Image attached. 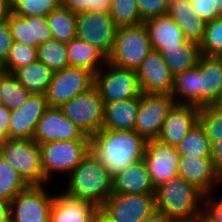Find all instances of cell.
<instances>
[{
  "mask_svg": "<svg viewBox=\"0 0 222 222\" xmlns=\"http://www.w3.org/2000/svg\"><path fill=\"white\" fill-rule=\"evenodd\" d=\"M174 104L175 99L171 94L142 93L134 131L146 141L157 139Z\"/></svg>",
  "mask_w": 222,
  "mask_h": 222,
  "instance_id": "cell-13",
  "label": "cell"
},
{
  "mask_svg": "<svg viewBox=\"0 0 222 222\" xmlns=\"http://www.w3.org/2000/svg\"><path fill=\"white\" fill-rule=\"evenodd\" d=\"M8 24L15 42L29 47H36L32 42L31 24L26 17L11 13Z\"/></svg>",
  "mask_w": 222,
  "mask_h": 222,
  "instance_id": "cell-41",
  "label": "cell"
},
{
  "mask_svg": "<svg viewBox=\"0 0 222 222\" xmlns=\"http://www.w3.org/2000/svg\"><path fill=\"white\" fill-rule=\"evenodd\" d=\"M142 222H173V221L162 211L156 209Z\"/></svg>",
  "mask_w": 222,
  "mask_h": 222,
  "instance_id": "cell-49",
  "label": "cell"
},
{
  "mask_svg": "<svg viewBox=\"0 0 222 222\" xmlns=\"http://www.w3.org/2000/svg\"><path fill=\"white\" fill-rule=\"evenodd\" d=\"M60 109L73 124H76L89 137L102 129L104 103L95 86L74 96L64 103Z\"/></svg>",
  "mask_w": 222,
  "mask_h": 222,
  "instance_id": "cell-8",
  "label": "cell"
},
{
  "mask_svg": "<svg viewBox=\"0 0 222 222\" xmlns=\"http://www.w3.org/2000/svg\"><path fill=\"white\" fill-rule=\"evenodd\" d=\"M212 105L222 112V94L212 103Z\"/></svg>",
  "mask_w": 222,
  "mask_h": 222,
  "instance_id": "cell-54",
  "label": "cell"
},
{
  "mask_svg": "<svg viewBox=\"0 0 222 222\" xmlns=\"http://www.w3.org/2000/svg\"><path fill=\"white\" fill-rule=\"evenodd\" d=\"M112 0H61V6L73 11L110 14Z\"/></svg>",
  "mask_w": 222,
  "mask_h": 222,
  "instance_id": "cell-40",
  "label": "cell"
},
{
  "mask_svg": "<svg viewBox=\"0 0 222 222\" xmlns=\"http://www.w3.org/2000/svg\"><path fill=\"white\" fill-rule=\"evenodd\" d=\"M28 186L19 173L0 156V199L10 202Z\"/></svg>",
  "mask_w": 222,
  "mask_h": 222,
  "instance_id": "cell-34",
  "label": "cell"
},
{
  "mask_svg": "<svg viewBox=\"0 0 222 222\" xmlns=\"http://www.w3.org/2000/svg\"><path fill=\"white\" fill-rule=\"evenodd\" d=\"M213 194L205 195L203 212L214 222H222V198L213 199Z\"/></svg>",
  "mask_w": 222,
  "mask_h": 222,
  "instance_id": "cell-46",
  "label": "cell"
},
{
  "mask_svg": "<svg viewBox=\"0 0 222 222\" xmlns=\"http://www.w3.org/2000/svg\"><path fill=\"white\" fill-rule=\"evenodd\" d=\"M211 159L215 170L222 178V138H218V142L212 144Z\"/></svg>",
  "mask_w": 222,
  "mask_h": 222,
  "instance_id": "cell-47",
  "label": "cell"
},
{
  "mask_svg": "<svg viewBox=\"0 0 222 222\" xmlns=\"http://www.w3.org/2000/svg\"><path fill=\"white\" fill-rule=\"evenodd\" d=\"M199 48L204 55L217 57L222 55V16L206 22Z\"/></svg>",
  "mask_w": 222,
  "mask_h": 222,
  "instance_id": "cell-37",
  "label": "cell"
},
{
  "mask_svg": "<svg viewBox=\"0 0 222 222\" xmlns=\"http://www.w3.org/2000/svg\"><path fill=\"white\" fill-rule=\"evenodd\" d=\"M39 146L44 184L52 179L54 172L69 175L91 152V140L55 141Z\"/></svg>",
  "mask_w": 222,
  "mask_h": 222,
  "instance_id": "cell-4",
  "label": "cell"
},
{
  "mask_svg": "<svg viewBox=\"0 0 222 222\" xmlns=\"http://www.w3.org/2000/svg\"><path fill=\"white\" fill-rule=\"evenodd\" d=\"M198 121V106L175 103L167 114L157 139L177 147Z\"/></svg>",
  "mask_w": 222,
  "mask_h": 222,
  "instance_id": "cell-18",
  "label": "cell"
},
{
  "mask_svg": "<svg viewBox=\"0 0 222 222\" xmlns=\"http://www.w3.org/2000/svg\"><path fill=\"white\" fill-rule=\"evenodd\" d=\"M3 103V99H2V96H1V89H0V105H2Z\"/></svg>",
  "mask_w": 222,
  "mask_h": 222,
  "instance_id": "cell-58",
  "label": "cell"
},
{
  "mask_svg": "<svg viewBox=\"0 0 222 222\" xmlns=\"http://www.w3.org/2000/svg\"><path fill=\"white\" fill-rule=\"evenodd\" d=\"M76 25V38L96 47L107 58L110 56L118 28L110 14L80 12Z\"/></svg>",
  "mask_w": 222,
  "mask_h": 222,
  "instance_id": "cell-11",
  "label": "cell"
},
{
  "mask_svg": "<svg viewBox=\"0 0 222 222\" xmlns=\"http://www.w3.org/2000/svg\"><path fill=\"white\" fill-rule=\"evenodd\" d=\"M48 108L46 95L31 94L23 106L11 110L9 139H33L38 121Z\"/></svg>",
  "mask_w": 222,
  "mask_h": 222,
  "instance_id": "cell-17",
  "label": "cell"
},
{
  "mask_svg": "<svg viewBox=\"0 0 222 222\" xmlns=\"http://www.w3.org/2000/svg\"><path fill=\"white\" fill-rule=\"evenodd\" d=\"M152 51L144 23L118 27L114 46L108 61L120 68L137 70Z\"/></svg>",
  "mask_w": 222,
  "mask_h": 222,
  "instance_id": "cell-5",
  "label": "cell"
},
{
  "mask_svg": "<svg viewBox=\"0 0 222 222\" xmlns=\"http://www.w3.org/2000/svg\"><path fill=\"white\" fill-rule=\"evenodd\" d=\"M152 50L161 52L172 46H185L189 40L168 15L153 17L144 21Z\"/></svg>",
  "mask_w": 222,
  "mask_h": 222,
  "instance_id": "cell-23",
  "label": "cell"
},
{
  "mask_svg": "<svg viewBox=\"0 0 222 222\" xmlns=\"http://www.w3.org/2000/svg\"><path fill=\"white\" fill-rule=\"evenodd\" d=\"M199 122L211 145L218 142V138H222V112L212 104L199 107Z\"/></svg>",
  "mask_w": 222,
  "mask_h": 222,
  "instance_id": "cell-39",
  "label": "cell"
},
{
  "mask_svg": "<svg viewBox=\"0 0 222 222\" xmlns=\"http://www.w3.org/2000/svg\"><path fill=\"white\" fill-rule=\"evenodd\" d=\"M53 39L68 43L76 38L77 14L61 5L46 17Z\"/></svg>",
  "mask_w": 222,
  "mask_h": 222,
  "instance_id": "cell-30",
  "label": "cell"
},
{
  "mask_svg": "<svg viewBox=\"0 0 222 222\" xmlns=\"http://www.w3.org/2000/svg\"><path fill=\"white\" fill-rule=\"evenodd\" d=\"M192 222H214L204 212L198 215Z\"/></svg>",
  "mask_w": 222,
  "mask_h": 222,
  "instance_id": "cell-52",
  "label": "cell"
},
{
  "mask_svg": "<svg viewBox=\"0 0 222 222\" xmlns=\"http://www.w3.org/2000/svg\"><path fill=\"white\" fill-rule=\"evenodd\" d=\"M11 13L10 0H0V21L8 20Z\"/></svg>",
  "mask_w": 222,
  "mask_h": 222,
  "instance_id": "cell-51",
  "label": "cell"
},
{
  "mask_svg": "<svg viewBox=\"0 0 222 222\" xmlns=\"http://www.w3.org/2000/svg\"><path fill=\"white\" fill-rule=\"evenodd\" d=\"M212 145L203 126L198 121L176 147L180 156L211 157Z\"/></svg>",
  "mask_w": 222,
  "mask_h": 222,
  "instance_id": "cell-31",
  "label": "cell"
},
{
  "mask_svg": "<svg viewBox=\"0 0 222 222\" xmlns=\"http://www.w3.org/2000/svg\"><path fill=\"white\" fill-rule=\"evenodd\" d=\"M140 98L104 104L103 129L134 130Z\"/></svg>",
  "mask_w": 222,
  "mask_h": 222,
  "instance_id": "cell-25",
  "label": "cell"
},
{
  "mask_svg": "<svg viewBox=\"0 0 222 222\" xmlns=\"http://www.w3.org/2000/svg\"><path fill=\"white\" fill-rule=\"evenodd\" d=\"M138 10L143 21L168 14L170 0H137Z\"/></svg>",
  "mask_w": 222,
  "mask_h": 222,
  "instance_id": "cell-42",
  "label": "cell"
},
{
  "mask_svg": "<svg viewBox=\"0 0 222 222\" xmlns=\"http://www.w3.org/2000/svg\"><path fill=\"white\" fill-rule=\"evenodd\" d=\"M110 16L117 27L144 23L138 10L137 0H112Z\"/></svg>",
  "mask_w": 222,
  "mask_h": 222,
  "instance_id": "cell-36",
  "label": "cell"
},
{
  "mask_svg": "<svg viewBox=\"0 0 222 222\" xmlns=\"http://www.w3.org/2000/svg\"><path fill=\"white\" fill-rule=\"evenodd\" d=\"M0 156L28 185H44L40 146L33 139H6L0 145Z\"/></svg>",
  "mask_w": 222,
  "mask_h": 222,
  "instance_id": "cell-6",
  "label": "cell"
},
{
  "mask_svg": "<svg viewBox=\"0 0 222 222\" xmlns=\"http://www.w3.org/2000/svg\"><path fill=\"white\" fill-rule=\"evenodd\" d=\"M4 72L5 71H4L3 63L0 62V77Z\"/></svg>",
  "mask_w": 222,
  "mask_h": 222,
  "instance_id": "cell-57",
  "label": "cell"
},
{
  "mask_svg": "<svg viewBox=\"0 0 222 222\" xmlns=\"http://www.w3.org/2000/svg\"><path fill=\"white\" fill-rule=\"evenodd\" d=\"M31 24L32 42L38 47L40 44L53 39L51 29L46 17L30 16L26 17Z\"/></svg>",
  "mask_w": 222,
  "mask_h": 222,
  "instance_id": "cell-43",
  "label": "cell"
},
{
  "mask_svg": "<svg viewBox=\"0 0 222 222\" xmlns=\"http://www.w3.org/2000/svg\"><path fill=\"white\" fill-rule=\"evenodd\" d=\"M167 15L175 21L187 40L197 44L202 41L206 22L196 15L190 0L170 1Z\"/></svg>",
  "mask_w": 222,
  "mask_h": 222,
  "instance_id": "cell-24",
  "label": "cell"
},
{
  "mask_svg": "<svg viewBox=\"0 0 222 222\" xmlns=\"http://www.w3.org/2000/svg\"><path fill=\"white\" fill-rule=\"evenodd\" d=\"M94 86V74L84 68L66 67L53 73L46 92L49 107L60 108L74 96Z\"/></svg>",
  "mask_w": 222,
  "mask_h": 222,
  "instance_id": "cell-12",
  "label": "cell"
},
{
  "mask_svg": "<svg viewBox=\"0 0 222 222\" xmlns=\"http://www.w3.org/2000/svg\"><path fill=\"white\" fill-rule=\"evenodd\" d=\"M37 50L38 61L45 64L54 72L69 67L66 43L51 39L40 44Z\"/></svg>",
  "mask_w": 222,
  "mask_h": 222,
  "instance_id": "cell-33",
  "label": "cell"
},
{
  "mask_svg": "<svg viewBox=\"0 0 222 222\" xmlns=\"http://www.w3.org/2000/svg\"><path fill=\"white\" fill-rule=\"evenodd\" d=\"M33 140L38 144L55 141L91 140L58 107H49L39 119Z\"/></svg>",
  "mask_w": 222,
  "mask_h": 222,
  "instance_id": "cell-15",
  "label": "cell"
},
{
  "mask_svg": "<svg viewBox=\"0 0 222 222\" xmlns=\"http://www.w3.org/2000/svg\"><path fill=\"white\" fill-rule=\"evenodd\" d=\"M66 47L70 67L84 68L95 75L108 61L100 50L78 38L66 43Z\"/></svg>",
  "mask_w": 222,
  "mask_h": 222,
  "instance_id": "cell-26",
  "label": "cell"
},
{
  "mask_svg": "<svg viewBox=\"0 0 222 222\" xmlns=\"http://www.w3.org/2000/svg\"><path fill=\"white\" fill-rule=\"evenodd\" d=\"M11 122V110L0 105V132L9 139V126Z\"/></svg>",
  "mask_w": 222,
  "mask_h": 222,
  "instance_id": "cell-48",
  "label": "cell"
},
{
  "mask_svg": "<svg viewBox=\"0 0 222 222\" xmlns=\"http://www.w3.org/2000/svg\"><path fill=\"white\" fill-rule=\"evenodd\" d=\"M154 210L155 194H112L100 208L110 222H142Z\"/></svg>",
  "mask_w": 222,
  "mask_h": 222,
  "instance_id": "cell-10",
  "label": "cell"
},
{
  "mask_svg": "<svg viewBox=\"0 0 222 222\" xmlns=\"http://www.w3.org/2000/svg\"><path fill=\"white\" fill-rule=\"evenodd\" d=\"M54 71L38 60L17 69L13 74L31 93L45 95L52 81Z\"/></svg>",
  "mask_w": 222,
  "mask_h": 222,
  "instance_id": "cell-28",
  "label": "cell"
},
{
  "mask_svg": "<svg viewBox=\"0 0 222 222\" xmlns=\"http://www.w3.org/2000/svg\"><path fill=\"white\" fill-rule=\"evenodd\" d=\"M192 8L197 16L205 22L212 21L222 16L217 8H214L213 0H190Z\"/></svg>",
  "mask_w": 222,
  "mask_h": 222,
  "instance_id": "cell-44",
  "label": "cell"
},
{
  "mask_svg": "<svg viewBox=\"0 0 222 222\" xmlns=\"http://www.w3.org/2000/svg\"><path fill=\"white\" fill-rule=\"evenodd\" d=\"M160 53L174 76L197 66L201 55L199 44L192 41L185 46L167 47Z\"/></svg>",
  "mask_w": 222,
  "mask_h": 222,
  "instance_id": "cell-27",
  "label": "cell"
},
{
  "mask_svg": "<svg viewBox=\"0 0 222 222\" xmlns=\"http://www.w3.org/2000/svg\"><path fill=\"white\" fill-rule=\"evenodd\" d=\"M199 107L212 104L222 94V61L220 57L201 54L198 60Z\"/></svg>",
  "mask_w": 222,
  "mask_h": 222,
  "instance_id": "cell-22",
  "label": "cell"
},
{
  "mask_svg": "<svg viewBox=\"0 0 222 222\" xmlns=\"http://www.w3.org/2000/svg\"><path fill=\"white\" fill-rule=\"evenodd\" d=\"M199 77H201V73L198 65L174 76L171 95L175 99V103L192 104L199 107Z\"/></svg>",
  "mask_w": 222,
  "mask_h": 222,
  "instance_id": "cell-29",
  "label": "cell"
},
{
  "mask_svg": "<svg viewBox=\"0 0 222 222\" xmlns=\"http://www.w3.org/2000/svg\"><path fill=\"white\" fill-rule=\"evenodd\" d=\"M155 190L143 159L112 177V194H155Z\"/></svg>",
  "mask_w": 222,
  "mask_h": 222,
  "instance_id": "cell-20",
  "label": "cell"
},
{
  "mask_svg": "<svg viewBox=\"0 0 222 222\" xmlns=\"http://www.w3.org/2000/svg\"><path fill=\"white\" fill-rule=\"evenodd\" d=\"M146 142L134 130L102 128L91 137V152L113 177L143 159Z\"/></svg>",
  "mask_w": 222,
  "mask_h": 222,
  "instance_id": "cell-1",
  "label": "cell"
},
{
  "mask_svg": "<svg viewBox=\"0 0 222 222\" xmlns=\"http://www.w3.org/2000/svg\"><path fill=\"white\" fill-rule=\"evenodd\" d=\"M94 86L104 104L140 98L142 94L136 70L120 68L109 61L94 75Z\"/></svg>",
  "mask_w": 222,
  "mask_h": 222,
  "instance_id": "cell-7",
  "label": "cell"
},
{
  "mask_svg": "<svg viewBox=\"0 0 222 222\" xmlns=\"http://www.w3.org/2000/svg\"><path fill=\"white\" fill-rule=\"evenodd\" d=\"M204 198L202 191L180 175L172 177L155 190L156 209L173 222H192L203 212Z\"/></svg>",
  "mask_w": 222,
  "mask_h": 222,
  "instance_id": "cell-2",
  "label": "cell"
},
{
  "mask_svg": "<svg viewBox=\"0 0 222 222\" xmlns=\"http://www.w3.org/2000/svg\"><path fill=\"white\" fill-rule=\"evenodd\" d=\"M178 175L196 186L205 195L212 194L214 186L222 183L211 157L180 156Z\"/></svg>",
  "mask_w": 222,
  "mask_h": 222,
  "instance_id": "cell-19",
  "label": "cell"
},
{
  "mask_svg": "<svg viewBox=\"0 0 222 222\" xmlns=\"http://www.w3.org/2000/svg\"><path fill=\"white\" fill-rule=\"evenodd\" d=\"M142 93L172 94L174 75L160 52L152 50L136 70Z\"/></svg>",
  "mask_w": 222,
  "mask_h": 222,
  "instance_id": "cell-16",
  "label": "cell"
},
{
  "mask_svg": "<svg viewBox=\"0 0 222 222\" xmlns=\"http://www.w3.org/2000/svg\"><path fill=\"white\" fill-rule=\"evenodd\" d=\"M0 222H11L10 202L0 199Z\"/></svg>",
  "mask_w": 222,
  "mask_h": 222,
  "instance_id": "cell-50",
  "label": "cell"
},
{
  "mask_svg": "<svg viewBox=\"0 0 222 222\" xmlns=\"http://www.w3.org/2000/svg\"><path fill=\"white\" fill-rule=\"evenodd\" d=\"M7 138L0 132V145L6 140Z\"/></svg>",
  "mask_w": 222,
  "mask_h": 222,
  "instance_id": "cell-56",
  "label": "cell"
},
{
  "mask_svg": "<svg viewBox=\"0 0 222 222\" xmlns=\"http://www.w3.org/2000/svg\"><path fill=\"white\" fill-rule=\"evenodd\" d=\"M38 60L37 47H29L15 42L9 50L6 62L3 64L4 71L14 73L17 69L30 65Z\"/></svg>",
  "mask_w": 222,
  "mask_h": 222,
  "instance_id": "cell-38",
  "label": "cell"
},
{
  "mask_svg": "<svg viewBox=\"0 0 222 222\" xmlns=\"http://www.w3.org/2000/svg\"><path fill=\"white\" fill-rule=\"evenodd\" d=\"M45 185H29L10 201L11 222H50L54 195Z\"/></svg>",
  "mask_w": 222,
  "mask_h": 222,
  "instance_id": "cell-9",
  "label": "cell"
},
{
  "mask_svg": "<svg viewBox=\"0 0 222 222\" xmlns=\"http://www.w3.org/2000/svg\"><path fill=\"white\" fill-rule=\"evenodd\" d=\"M66 195L89 202L100 209L112 195V177L90 152L68 175Z\"/></svg>",
  "mask_w": 222,
  "mask_h": 222,
  "instance_id": "cell-3",
  "label": "cell"
},
{
  "mask_svg": "<svg viewBox=\"0 0 222 222\" xmlns=\"http://www.w3.org/2000/svg\"><path fill=\"white\" fill-rule=\"evenodd\" d=\"M92 222H110L100 211L95 215Z\"/></svg>",
  "mask_w": 222,
  "mask_h": 222,
  "instance_id": "cell-53",
  "label": "cell"
},
{
  "mask_svg": "<svg viewBox=\"0 0 222 222\" xmlns=\"http://www.w3.org/2000/svg\"><path fill=\"white\" fill-rule=\"evenodd\" d=\"M2 105L13 110L25 104L31 93L17 80L13 73L4 72L0 77Z\"/></svg>",
  "mask_w": 222,
  "mask_h": 222,
  "instance_id": "cell-32",
  "label": "cell"
},
{
  "mask_svg": "<svg viewBox=\"0 0 222 222\" xmlns=\"http://www.w3.org/2000/svg\"><path fill=\"white\" fill-rule=\"evenodd\" d=\"M179 159L176 147L158 139L146 142L143 160L155 189L178 175Z\"/></svg>",
  "mask_w": 222,
  "mask_h": 222,
  "instance_id": "cell-14",
  "label": "cell"
},
{
  "mask_svg": "<svg viewBox=\"0 0 222 222\" xmlns=\"http://www.w3.org/2000/svg\"><path fill=\"white\" fill-rule=\"evenodd\" d=\"M14 43L8 20L0 21V62L5 63Z\"/></svg>",
  "mask_w": 222,
  "mask_h": 222,
  "instance_id": "cell-45",
  "label": "cell"
},
{
  "mask_svg": "<svg viewBox=\"0 0 222 222\" xmlns=\"http://www.w3.org/2000/svg\"><path fill=\"white\" fill-rule=\"evenodd\" d=\"M99 211L100 209L89 202L60 192L59 195H54L50 222H92Z\"/></svg>",
  "mask_w": 222,
  "mask_h": 222,
  "instance_id": "cell-21",
  "label": "cell"
},
{
  "mask_svg": "<svg viewBox=\"0 0 222 222\" xmlns=\"http://www.w3.org/2000/svg\"><path fill=\"white\" fill-rule=\"evenodd\" d=\"M214 1V8H217L219 13L222 15V0H213Z\"/></svg>",
  "mask_w": 222,
  "mask_h": 222,
  "instance_id": "cell-55",
  "label": "cell"
},
{
  "mask_svg": "<svg viewBox=\"0 0 222 222\" xmlns=\"http://www.w3.org/2000/svg\"><path fill=\"white\" fill-rule=\"evenodd\" d=\"M12 13L21 17L49 16L61 5V0H10Z\"/></svg>",
  "mask_w": 222,
  "mask_h": 222,
  "instance_id": "cell-35",
  "label": "cell"
}]
</instances>
